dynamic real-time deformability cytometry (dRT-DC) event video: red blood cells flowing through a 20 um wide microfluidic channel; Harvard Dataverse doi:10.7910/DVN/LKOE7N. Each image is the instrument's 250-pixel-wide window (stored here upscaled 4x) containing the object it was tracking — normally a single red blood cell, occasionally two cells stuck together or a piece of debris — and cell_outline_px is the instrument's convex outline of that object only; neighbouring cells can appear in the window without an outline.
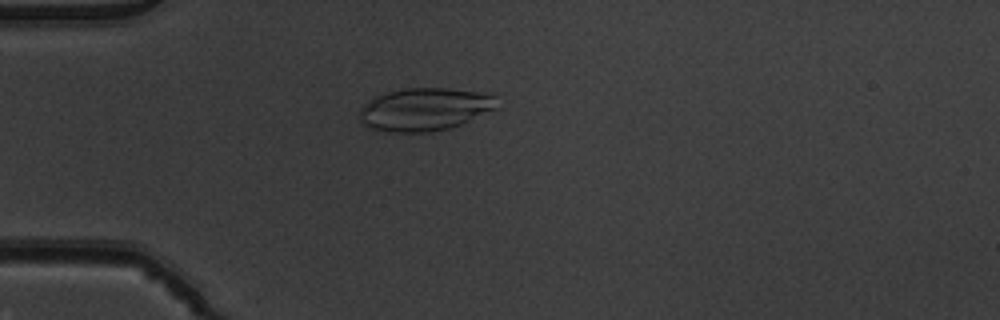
{"species": "common noctule bat (a hibernating species)", "species_latin": "Nyctalus noctula", "temperature_condition": "warm", "stored_images_in_passage": 52, "camera_frame_rate_fps": 3000, "um_per_image_px": 0.085, "animal": {"sex": "male", "body_mass_g": 19.5, "forearm_length_mm": 54.6}, "frame": {"image": 1, "passage_image": 15, "time_ms": 4.667, "image_size_px": [1000, 320], "cell_outline_px": [[496, 108], [452, 128], [432, 132], [388, 132], [372, 128], [364, 124], [360, 120], [360, 112], [364, 104], [372, 96], [388, 92], [408, 88], [448, 88], [492, 92]], "centroid_in_image_um": [36.1, 9.28], "position_along_channel_um": 48.9, "area_um2": 34.39}}
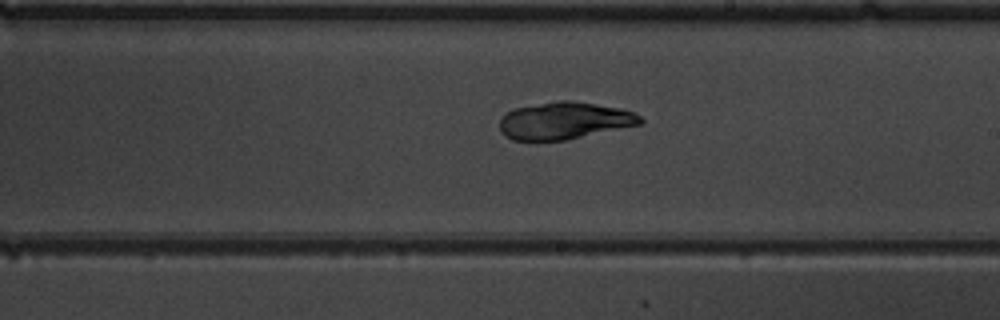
{"frame": {"image": 2, "passage_image": 31, "time_ms": 10.0, "image_size_px": [1000, 320], "cell_outline_px": [[644, 120], [640, 124], [564, 140], [512, 140], [504, 136], [500, 132], [500, 120], [508, 112], [516, 108], [560, 100], [568, 100], [596, 104], [620, 108], [632, 112], [640, 116]], "centroid_in_image_um": [47.96, 10.26], "position_along_channel_um": 241.0, "area_um2": 30.0}}
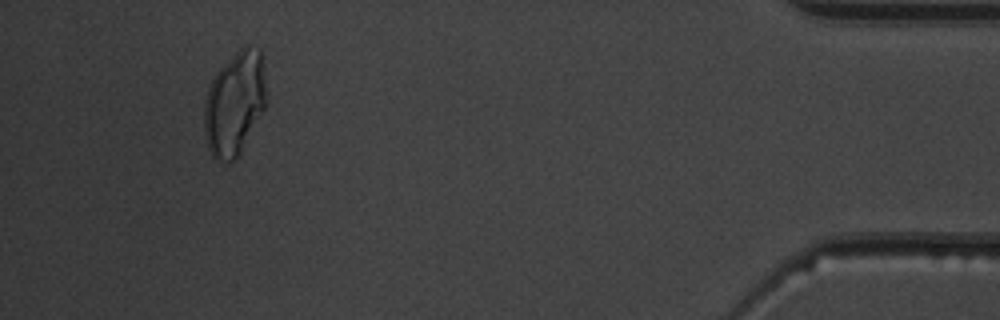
{"frame": {"image": 3, "passage_image": 49, "time_ms": 16.0, "image_size_px": [1000, 320], "cell_outline_px": [[268, 104], [236, 160], [216, 160], [212, 156], [208, 148], [204, 128], [204, 100], [208, 88], [216, 72], [244, 44], [260, 48], [264, 68], [268, 92]], "centroid_in_image_um": [19.99, 8.76], "position_along_channel_um": 415.2, "area_um2": 38.21}}